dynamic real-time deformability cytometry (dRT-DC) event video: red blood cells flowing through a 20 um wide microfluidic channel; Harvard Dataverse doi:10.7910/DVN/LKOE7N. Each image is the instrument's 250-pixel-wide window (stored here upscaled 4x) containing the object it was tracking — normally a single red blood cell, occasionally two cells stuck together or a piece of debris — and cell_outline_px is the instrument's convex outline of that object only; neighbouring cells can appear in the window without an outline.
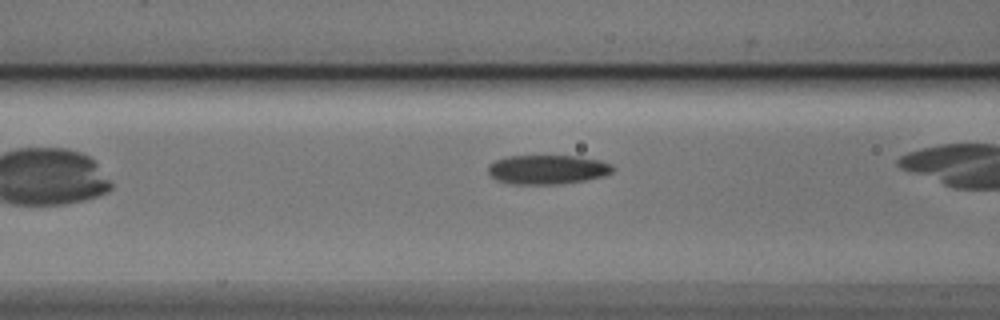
{"species": "Egyptian fruit bat (a non-hibernating species)", "species_latin": "Rousettus aegyptiacus", "temperature_condition": "cold", "stored_images_in_passage": 25, "camera_frame_rate_fps": 3000, "um_per_image_px": 0.085, "animal": {"sex": "male"}, "frame": {"image": 1, "passage_image": 4, "time_ms": 1.0, "image_size_px": [1000, 320], "cell_outline_px": [[612, 172], [604, 176], [584, 180], [560, 184], [508, 184], [496, 180], [488, 172], [488, 164], [496, 160], [508, 156], [576, 156], [600, 160], [612, 164]], "centroid_in_image_um": [46.51, 14.41], "position_along_channel_um": 120.1, "area_um2": 21.27}}